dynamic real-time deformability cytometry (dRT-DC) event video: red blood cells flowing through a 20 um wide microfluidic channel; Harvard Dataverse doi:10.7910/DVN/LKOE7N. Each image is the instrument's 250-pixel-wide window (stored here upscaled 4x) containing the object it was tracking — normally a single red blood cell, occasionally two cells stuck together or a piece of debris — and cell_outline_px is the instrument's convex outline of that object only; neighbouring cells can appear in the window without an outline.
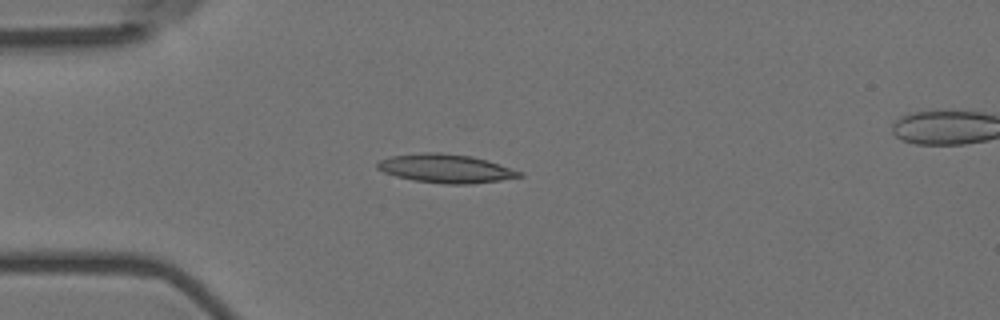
{"species": "Egyptian fruit bat (a non-hibernating species)", "species_latin": "Rousettus aegyptiacus", "temperature_condition": "room temperature", "stored_images_in_passage": 46, "camera_frame_rate_fps": 3000, "um_per_image_px": 0.085, "animal": {"sex": "female"}, "frame": {"image": 1, "passage_image": 10, "time_ms": 3.0, "image_size_px": [1000, 320], "cell_outline_px": [[524, 176], [500, 180], [468, 184], [444, 184], [412, 180], [396, 176], [384, 172], [376, 168], [376, 164], [380, 160], [392, 156], [420, 152], [440, 152], [472, 156], [488, 160], [524, 172]], "centroid_in_image_um": [37.91, 14.32], "position_along_channel_um": 47.1, "area_um2": 23.87}}
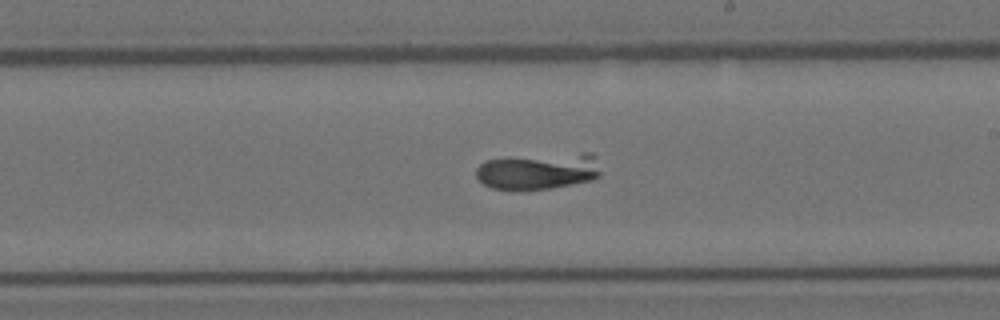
{"frame": {"image": 2, "passage_image": 27, "time_ms": 8.667, "image_size_px": [1000, 320], "cell_outline_px": [[600, 176], [592, 180], [552, 188], [512, 192], [492, 188], [484, 184], [476, 176], [476, 168], [484, 160], [580, 152], [592, 152], [596, 156], [600, 172]], "centroid_in_image_um": [45.77, 14.57], "position_along_channel_um": 243.2, "area_um2": 26.93}}
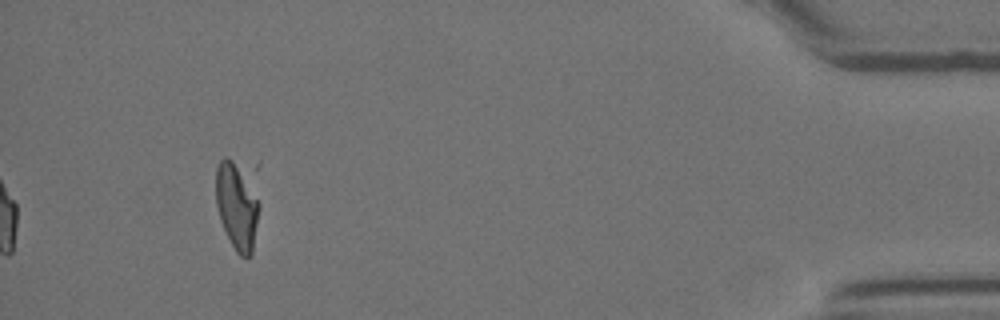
{"frame": {"image": 3, "passage_image": 46, "time_ms": 15.0, "image_size_px": [1000, 320], "cell_outline_px": [[260, 208], [252, 256], [248, 260], [240, 256], [236, 252], [220, 220], [216, 204], [216, 164], [224, 156], [232, 160], [240, 168], [260, 204]], "centroid_in_image_um": [20.13, 17.58], "position_along_channel_um": 415.1, "area_um2": 21.79}}